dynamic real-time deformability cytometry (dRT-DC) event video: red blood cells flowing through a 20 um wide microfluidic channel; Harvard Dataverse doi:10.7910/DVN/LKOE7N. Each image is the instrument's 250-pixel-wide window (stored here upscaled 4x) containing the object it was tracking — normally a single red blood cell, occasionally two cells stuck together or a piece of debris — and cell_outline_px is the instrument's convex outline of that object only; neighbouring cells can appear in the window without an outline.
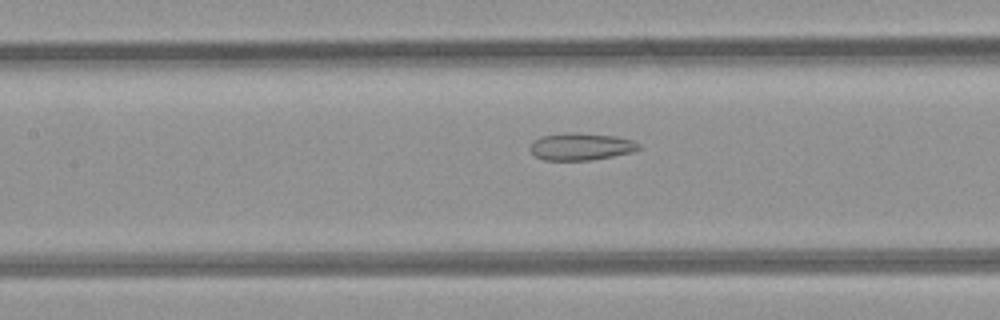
{"species": "common noctule bat (a hibernating species)", "species_latin": "Nyctalus noctula", "temperature_condition": "room temperature", "stored_images_in_passage": 29, "segment_of_instrument_passage": [1, 2], "camera_frame_rate_fps": 3000, "um_per_image_px": 0.085, "animal": {"sex": "female", "body_mass_g": 21.9}, "frame": {"image": 1, "passage_image": 12, "time_ms": 3.667, "image_size_px": [1000, 320], "cell_outline_px": [[640, 148], [632, 152], [592, 160], [544, 160], [536, 156], [528, 148], [540, 136], [564, 132], [572, 132], [616, 136], [632, 140], [640, 144]], "centroid_in_image_um": [49.38, 12.45], "position_along_channel_um": 158.0, "area_um2": 17.22}}
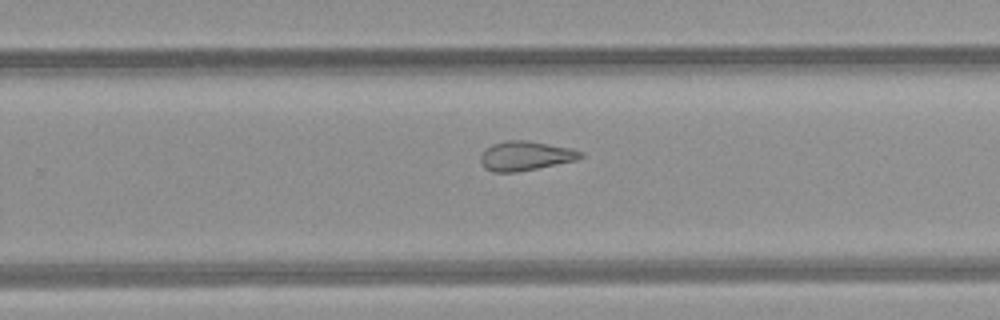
{"frame": {"image": 2, "passage_image": 21, "time_ms": 6.667, "image_size_px": [1000, 320], "cell_outline_px": [[584, 156], [576, 160], [516, 172], [492, 172], [484, 168], [480, 160], [480, 156], [492, 144], [504, 140], [528, 140], [572, 148], [584, 152]], "centroid_in_image_um": [44.67, 13.24], "position_along_channel_um": 285.1, "area_um2": 17.11}}
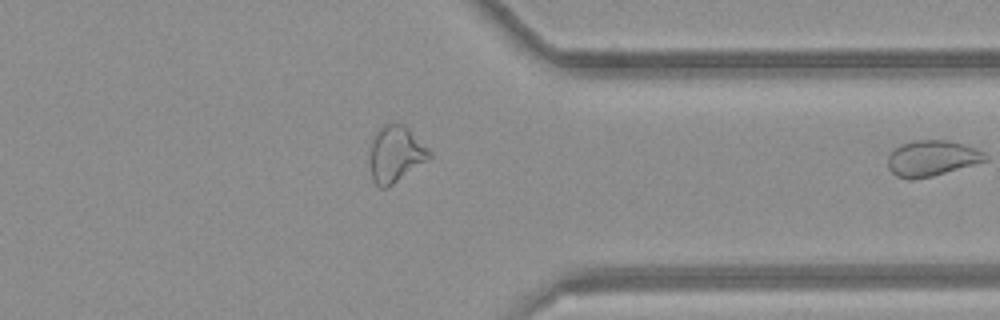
{"frame": {"image": 3, "passage_image": 28, "time_ms": 9.0, "image_size_px": [1000, 320], "cell_outline_px": [[432, 156], [388, 188], [380, 188], [372, 180], [372, 136], [388, 120], [392, 120], [408, 128], [432, 152]], "centroid_in_image_um": [33.64, 13.06], "position_along_channel_um": 377.8, "area_um2": 19.31}}